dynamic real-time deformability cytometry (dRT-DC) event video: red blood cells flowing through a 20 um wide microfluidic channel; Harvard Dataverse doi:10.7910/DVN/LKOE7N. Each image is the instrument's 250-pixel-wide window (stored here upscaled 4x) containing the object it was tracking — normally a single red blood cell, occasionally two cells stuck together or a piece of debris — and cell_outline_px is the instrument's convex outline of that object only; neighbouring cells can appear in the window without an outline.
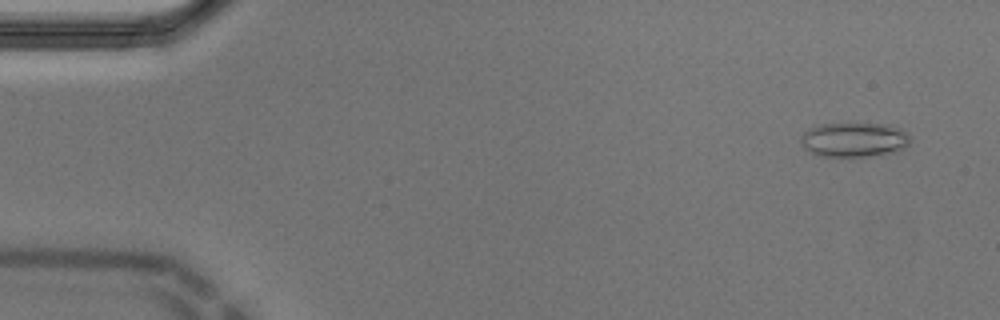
{"species": "Egyptian fruit bat (a non-hibernating species)", "species_latin": "Rousettus aegyptiacus", "temperature_condition": "cold", "stored_images_in_passage": 53, "camera_frame_rate_fps": 3000, "um_per_image_px": 0.085, "animal": {"sex": "male"}, "frame": {"image": 1, "passage_image": 3, "time_ms": 0.667, "image_size_px": [1000, 320], "cell_outline_px": [[912, 140], [904, 148], [896, 152], [868, 156], [820, 156], [804, 148], [800, 140], [800, 136], [808, 128], [820, 124], [888, 124], [900, 128]], "centroid_in_image_um": [72.59, 11.87], "position_along_channel_um": 12.4, "area_um2": 21.96}}
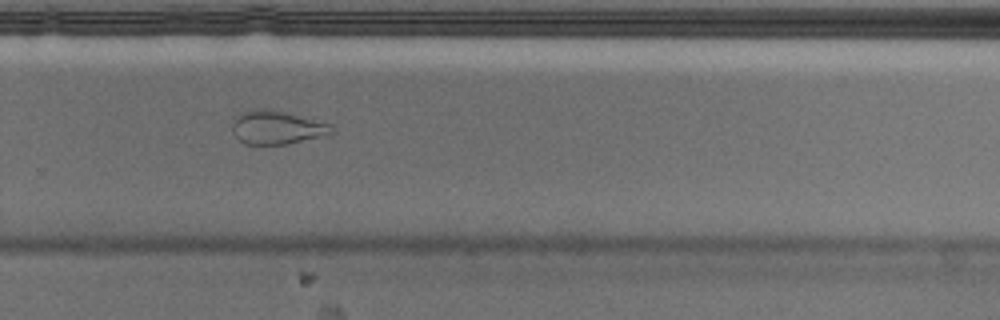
{"frame": {"image": 2, "passage_image": 36, "time_ms": 11.667, "image_size_px": [1000, 320], "cell_outline_px": [[332, 132], [320, 136], [284, 144], [244, 144], [236, 136], [232, 128], [232, 124], [236, 116], [240, 112], [256, 108], [260, 108], [284, 112], [332, 124]], "centroid_in_image_um": [23.47, 10.82], "position_along_channel_um": 306.3, "area_um2": 18.96}}
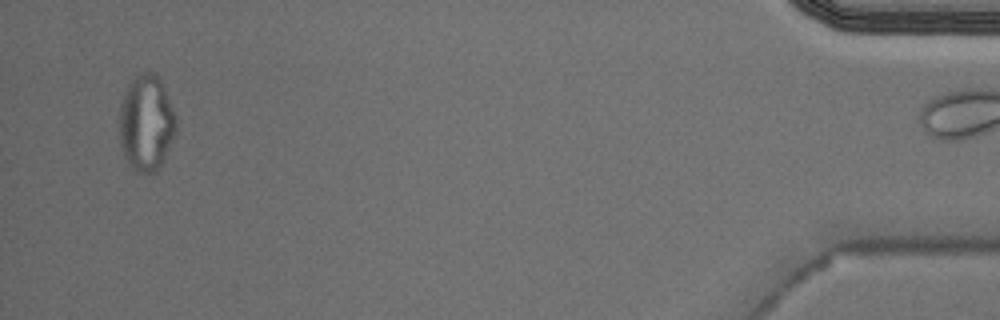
{"frame": {"image": 3, "passage_image": 52, "time_ms": 17.0, "image_size_px": [1000, 320], "cell_outline_px": [[176, 132], [164, 160], [156, 172], [140, 172], [132, 168], [124, 156], [120, 144], [120, 104], [124, 92], [128, 84], [140, 72], [152, 72], [164, 84], [176, 116]], "centroid_in_image_um": [12.44, 10.44], "position_along_channel_um": 422.8, "area_um2": 31.85}, "authors_computed_cell_mechanics": {"area_um2": 19.8832, "velocity_mm_per_s": 3.6882, "shape_relaxation_time_tau1_ms": null, "shape_relaxation_time_tau2_ms": 2.7441, "deformation_change_tau1": null, "deformation_change_tau2": 0.0932}}